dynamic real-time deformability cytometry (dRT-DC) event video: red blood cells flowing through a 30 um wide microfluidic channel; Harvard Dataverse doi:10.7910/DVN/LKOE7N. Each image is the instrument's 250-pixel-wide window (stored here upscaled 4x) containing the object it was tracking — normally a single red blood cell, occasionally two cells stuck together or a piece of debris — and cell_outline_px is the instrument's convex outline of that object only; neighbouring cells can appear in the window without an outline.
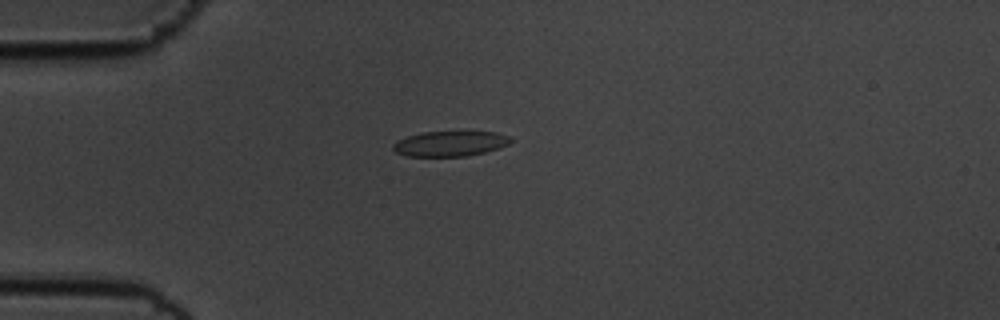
{"species": "common noctule bat (a hibernating species)", "species_latin": "Nyctalus noctula", "temperature_condition": "cold", "stored_images_in_passage": 43, "camera_frame_rate_fps": 3000, "um_per_image_px": 0.085, "animal": {"sex": "male", "body_mass_g": 19.5, "forearm_length_mm": 54.6}, "frame": {"image": 1, "passage_image": 1, "time_ms": 0.0, "image_size_px": [1000, 320], "cell_outline_px": [[512, 140], [508, 144], [500, 148], [484, 152], [464, 156], [404, 156], [396, 152], [392, 148], [392, 144], [396, 140], [408, 136], [424, 132], [496, 132], [508, 136]], "centroid_in_image_um": [38.22, 12.21], "position_along_channel_um": 46.8, "area_um2": 17.17}}
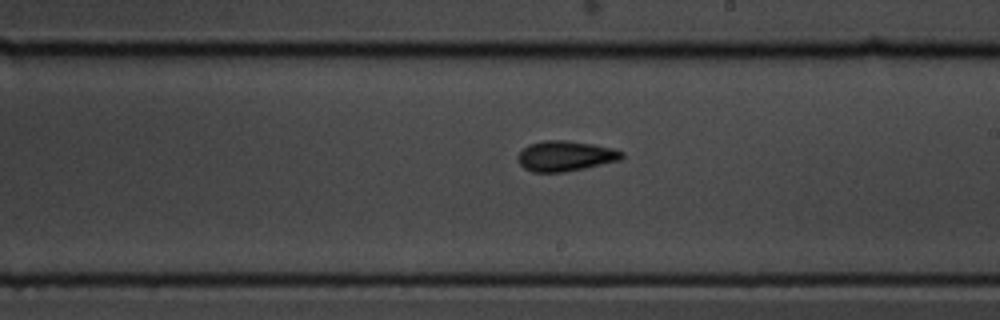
{"frame": {"image": 2, "passage_image": 19, "time_ms": 6.0, "image_size_px": [1000, 320], "cell_outline_px": [[624, 156], [620, 160], [584, 168], [564, 172], [532, 172], [524, 168], [520, 164], [516, 156], [528, 144], [544, 140], [564, 140], [592, 144], [612, 148], [624, 152]], "centroid_in_image_um": [48.04, 13.26], "position_along_channel_um": 241.0, "area_um2": 18.32}}
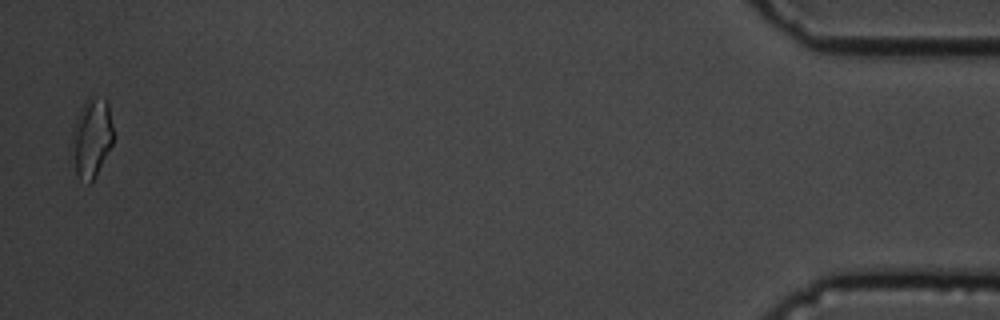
{"frame": {"image": 3, "passage_image": 42, "time_ms": 13.667, "image_size_px": [1000, 320], "cell_outline_px": [[112, 144], [96, 176], [88, 184], [80, 180], [68, 156], [68, 152], [72, 128], [80, 108], [88, 96], [92, 96], [104, 100], [108, 104], [112, 128]], "centroid_in_image_um": [7.7, 11.77], "position_along_channel_um": 427.5, "area_um2": 19.65}, "authors_computed_cell_mechanics": {"area_um2": 17.7446, "velocity_mm_per_s": 3.5357, "shape_relaxation_time_tau1_ms": 11.1631, "shape_relaxation_time_tau2_ms": 2.093, "deformation_change_tau1": 0.1682, "deformation_change_tau2": 0.0914}}